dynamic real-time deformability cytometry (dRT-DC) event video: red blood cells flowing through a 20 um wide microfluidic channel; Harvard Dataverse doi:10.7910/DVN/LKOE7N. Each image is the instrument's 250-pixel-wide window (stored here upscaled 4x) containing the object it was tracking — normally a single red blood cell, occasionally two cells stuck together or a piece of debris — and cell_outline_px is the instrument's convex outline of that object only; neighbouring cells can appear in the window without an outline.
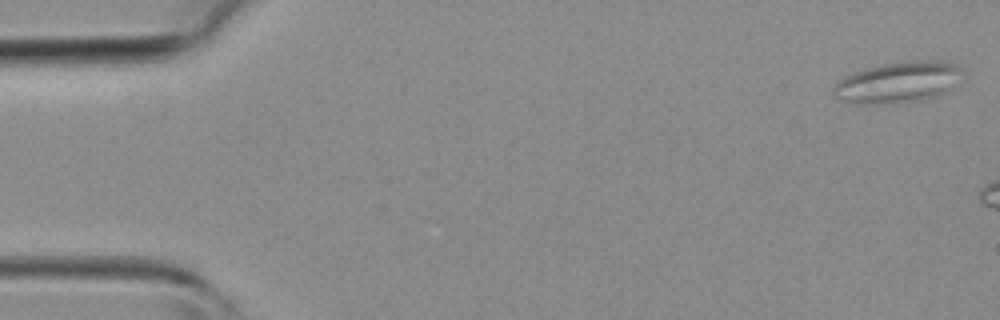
{"species": "common noctule bat (a hibernating species)", "species_latin": "Nyctalus noctula", "temperature_condition": "room temperature", "stored_images_in_passage": 5, "camera_frame_rate_fps": 3000, "um_per_image_px": 0.085, "animal": {"sex": "female", "body_mass_g": 19.3, "forearm_length_mm": 54.1}, "frame": {"image": 1, "passage_image": 1, "time_ms": 0.0, "image_size_px": [1000, 320], "cell_outline_px": [[960, 68], [952, 88], [948, 92], [940, 96], [924, 100], [888, 104], [844, 100], [836, 96], [832, 92], [832, 88], [840, 80], [856, 72], [868, 68], [884, 64], [916, 60], [944, 60], [956, 64]], "centroid_in_image_um": [76.4, 6.99], "position_along_channel_um": 8.6, "area_um2": 30.11}}